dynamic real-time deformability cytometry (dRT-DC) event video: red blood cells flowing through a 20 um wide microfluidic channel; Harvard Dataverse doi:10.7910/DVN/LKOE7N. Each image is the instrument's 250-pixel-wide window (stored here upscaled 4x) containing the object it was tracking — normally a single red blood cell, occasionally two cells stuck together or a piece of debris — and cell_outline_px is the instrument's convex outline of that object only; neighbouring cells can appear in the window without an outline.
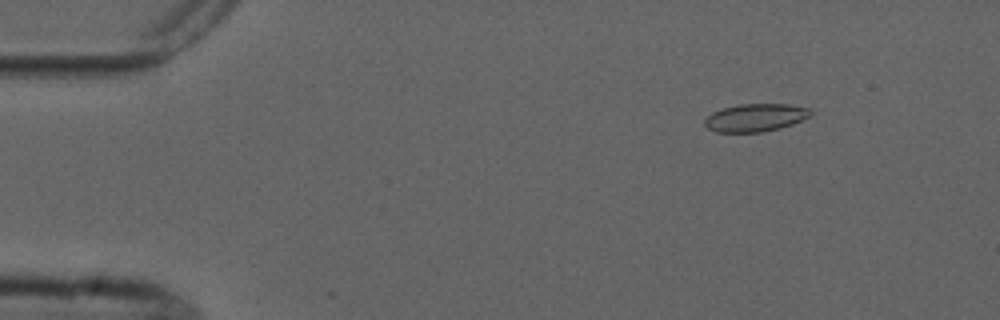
{"species": "common noctule bat (a hibernating species)", "species_latin": "Nyctalus noctula", "temperature_condition": "cold", "stored_images_in_passage": 3, "camera_frame_rate_fps": 3000, "um_per_image_px": 0.085, "animal": {"sex": "male", "forearm_length_mm": 52.5}, "frame": {"image": 1, "passage_image": 3, "time_ms": 3.0, "image_size_px": [1000, 320], "cell_outline_px": [[812, 116], [792, 124], [780, 128], [764, 132], [716, 132], [708, 128], [704, 124], [704, 120], [712, 112], [724, 108], [740, 104], [788, 104], [808, 108], [812, 112]], "centroid_in_image_um": [64.23, 10.0], "position_along_channel_um": 20.8, "area_um2": 17.17}}